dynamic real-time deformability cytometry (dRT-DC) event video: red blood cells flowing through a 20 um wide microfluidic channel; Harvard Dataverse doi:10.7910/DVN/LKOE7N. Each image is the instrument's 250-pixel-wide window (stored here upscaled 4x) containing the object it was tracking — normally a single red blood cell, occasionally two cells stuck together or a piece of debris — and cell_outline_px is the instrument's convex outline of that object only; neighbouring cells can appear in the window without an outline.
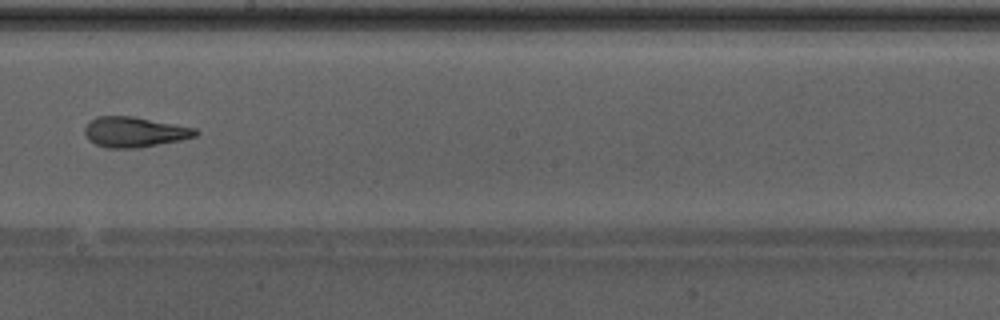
{"species": "Egyptian fruit bat (a non-hibernating species)", "species_latin": "Rousettus aegyptiacus", "temperature_condition": "warm", "stored_images_in_passage": 48, "camera_frame_rate_fps": 3000, "um_per_image_px": 0.085, "animal": {"sex": "male"}, "frame": {"image": 1, "passage_image": 28, "time_ms": 9.0, "image_size_px": [1000, 320], "cell_outline_px": [[200, 132], [196, 136], [180, 140], [136, 148], [108, 148], [96, 144], [88, 140], [84, 132], [84, 128], [96, 116], [132, 116], [196, 128]], "centroid_in_image_um": [11.43, 11.22], "position_along_channel_um": 236.8, "area_um2": 19.42}, "authors_computed_cell_mechanics": {"area_um2": 20.7213, "velocity_mm_per_s": 4.3141, "shape_relaxation_time_tau1_ms": 8.5369, "shape_relaxation_time_tau2_ms": 1.6191, "deformation_change_tau1": 0.2381, "deformation_change_tau2": 0.1036}}